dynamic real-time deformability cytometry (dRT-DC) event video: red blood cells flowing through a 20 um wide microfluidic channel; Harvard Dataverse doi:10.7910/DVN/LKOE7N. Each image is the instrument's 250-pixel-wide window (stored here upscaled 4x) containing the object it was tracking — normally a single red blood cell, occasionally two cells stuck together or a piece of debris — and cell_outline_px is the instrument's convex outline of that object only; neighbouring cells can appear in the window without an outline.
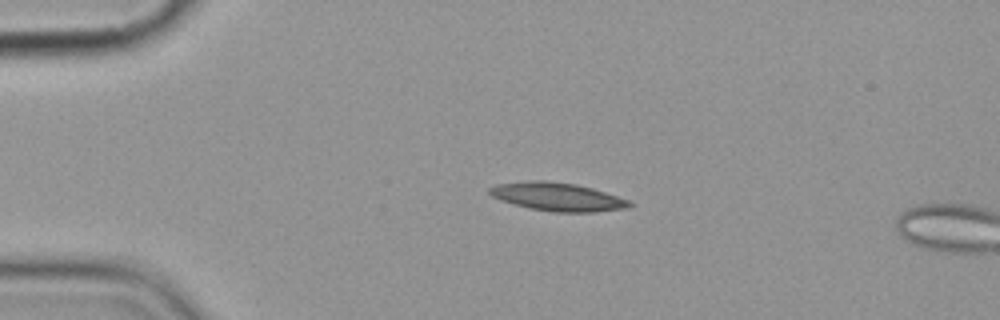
{"species": "common noctule bat (a hibernating species)", "species_latin": "Nyctalus noctula", "temperature_condition": "cold", "stored_images_in_passage": 3, "camera_frame_rate_fps": 3000, "um_per_image_px": 0.085, "animal": {"sex": "female", "body_mass_g": 19.9}, "frame": {"image": 1, "passage_image": 2, "time_ms": 1.0, "image_size_px": [1000, 320], "cell_outline_px": [[632, 204], [628, 208], [592, 212], [556, 212], [528, 208], [500, 200], [492, 196], [488, 192], [488, 188], [496, 184], [532, 180], [544, 180], [576, 184], [592, 188], [628, 200]], "centroid_in_image_um": [47.34, 16.72], "position_along_channel_um": 37.7, "area_um2": 22.95}}